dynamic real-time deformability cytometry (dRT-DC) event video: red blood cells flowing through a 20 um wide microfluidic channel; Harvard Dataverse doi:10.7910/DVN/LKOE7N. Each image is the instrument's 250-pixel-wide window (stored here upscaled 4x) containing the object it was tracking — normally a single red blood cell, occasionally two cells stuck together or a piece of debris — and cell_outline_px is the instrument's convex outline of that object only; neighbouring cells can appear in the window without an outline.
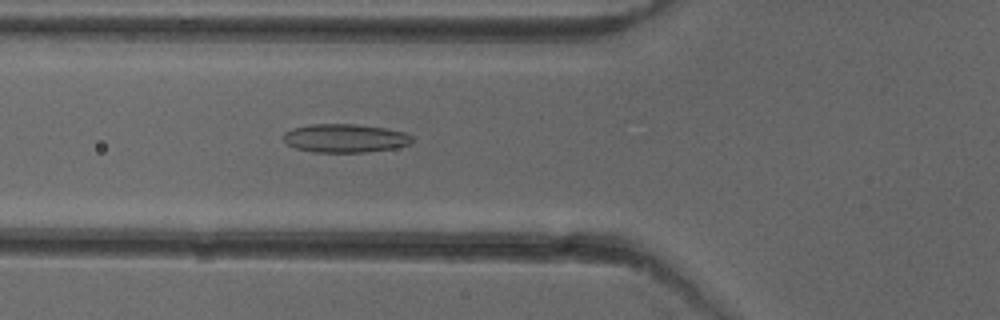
{"species": "common noctule bat (a hibernating species)", "species_latin": "Nyctalus noctula", "temperature_condition": "cold", "stored_images_in_passage": 34, "camera_frame_rate_fps": 3000, "um_per_image_px": 0.085, "animal": {"sex": "female"}, "frame": {"image": 1, "passage_image": 7, "time_ms": 2.0, "image_size_px": [1000, 320], "cell_outline_px": [[412, 140], [408, 144], [396, 148], [368, 152], [312, 152], [296, 148], [288, 144], [280, 136], [284, 132], [292, 128], [308, 124], [356, 124], [384, 128], [404, 132], [412, 136]], "centroid_in_image_um": [29.28, 11.74], "position_along_channel_um": 96.5, "area_um2": 21.5}}
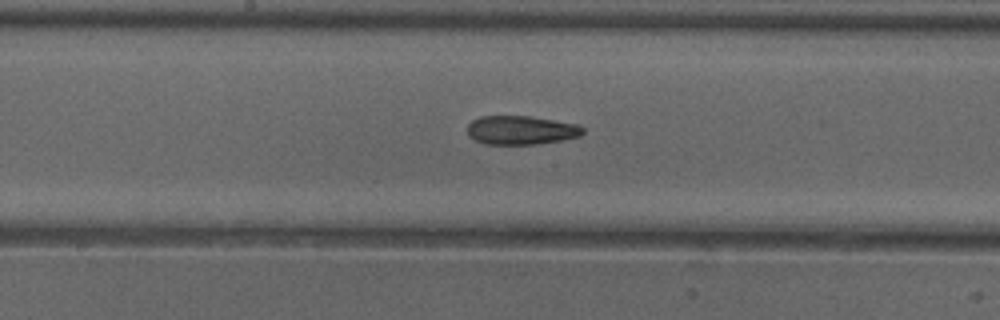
{"frame": {"image": 2, "passage_image": 15, "time_ms": 4.667, "image_size_px": [1000, 320], "cell_outline_px": [[584, 132], [580, 136], [560, 140], [536, 144], [484, 144], [468, 136], [468, 124], [472, 120], [480, 116], [532, 116], [580, 124], [584, 128]], "centroid_in_image_um": [44.3, 11.05], "position_along_channel_um": 203.9, "area_um2": 19.54}}
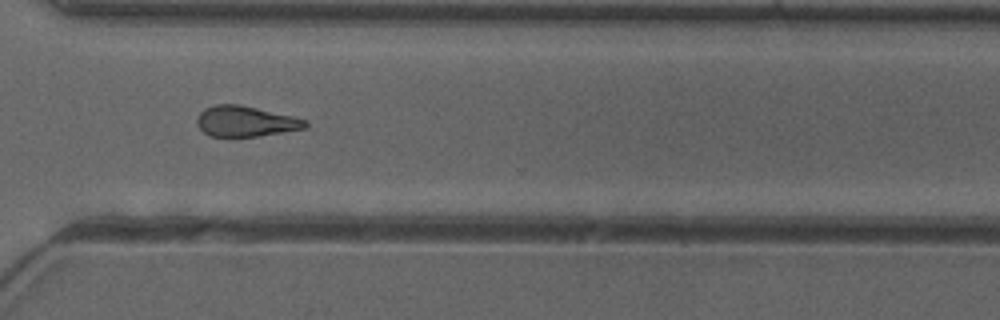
{"frame": {"image": 3, "passage_image": 26, "time_ms": 8.333, "image_size_px": [1000, 320], "cell_outline_px": [[308, 128], [256, 136], [208, 136], [196, 124], [196, 120], [200, 112], [204, 108], [216, 104], [240, 104], [292, 116], [308, 120]], "centroid_in_image_um": [20.87, 10.3], "position_along_channel_um": 349.7, "area_um2": 19.31}, "authors_computed_cell_mechanics": {"area_um2": 19.5364, "velocity_mm_per_s": 3.9979, "shape_relaxation_time_tau1_ms": null, "shape_relaxation_time_tau2_ms": 10.3867, "deformation_change_tau1": null, "deformation_change_tau2": 0.2437}}